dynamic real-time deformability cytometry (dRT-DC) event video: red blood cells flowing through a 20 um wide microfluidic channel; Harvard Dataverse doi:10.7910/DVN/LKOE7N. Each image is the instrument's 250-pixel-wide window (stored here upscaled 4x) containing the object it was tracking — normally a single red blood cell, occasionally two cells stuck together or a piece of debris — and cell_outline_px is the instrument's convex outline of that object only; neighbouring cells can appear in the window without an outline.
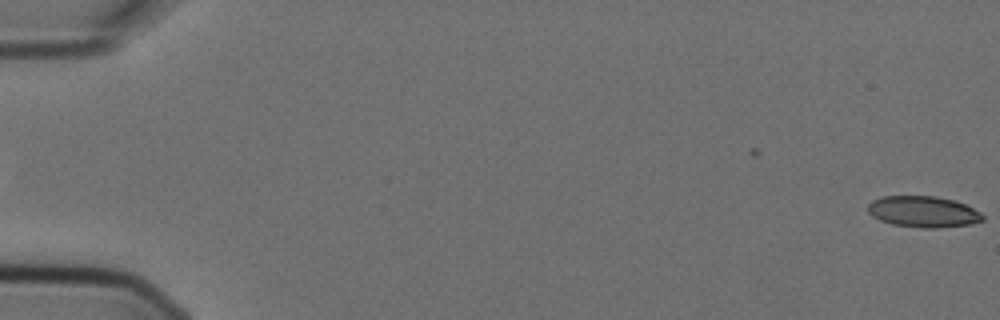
{"species": "Egyptian fruit bat (a non-hibernating species)", "species_latin": "Rousettus aegyptiacus", "temperature_condition": "cold", "stored_images_in_passage": 6, "segment_of_instrument_passage": [2, 2], "camera_frame_rate_fps": 3000, "um_per_image_px": 0.085, "animal": {"sex": "female"}, "frame": {"image": 1, "passage_image": 6, "time_ms": 1.667, "image_size_px": [1000, 320], "cell_outline_px": [[984, 220], [972, 224], [936, 228], [920, 228], [892, 224], [880, 220], [872, 216], [868, 212], [868, 204], [872, 200], [884, 196], [936, 196], [952, 200], [964, 204], [980, 212], [984, 216]], "centroid_in_image_um": [78.47, 18.0], "position_along_channel_um": 6.5, "area_um2": 20.87}}